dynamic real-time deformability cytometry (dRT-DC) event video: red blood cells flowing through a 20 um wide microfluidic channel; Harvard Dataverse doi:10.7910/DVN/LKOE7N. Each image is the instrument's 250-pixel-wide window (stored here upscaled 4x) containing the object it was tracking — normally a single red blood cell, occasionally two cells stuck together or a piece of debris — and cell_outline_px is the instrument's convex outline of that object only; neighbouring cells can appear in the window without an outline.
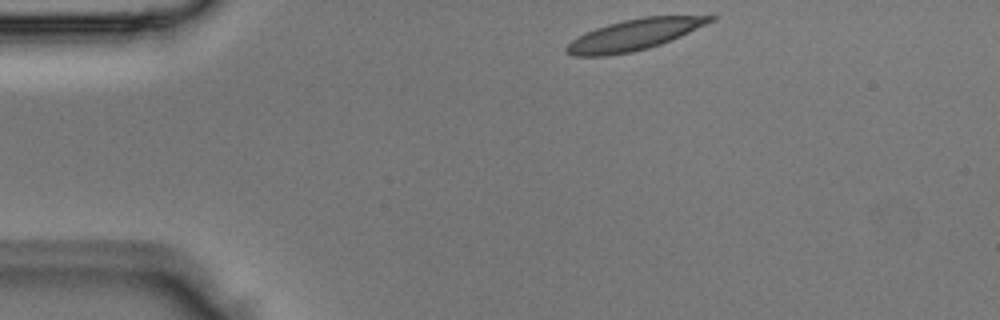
{"species": "Egyptian fruit bat (a non-hibernating species)", "species_latin": "Rousettus aegyptiacus", "temperature_condition": "room temperature", "stored_images_in_passage": 2, "camera_frame_rate_fps": 3000, "um_per_image_px": 0.085, "animal": {"sex": "male"}, "frame": {"image": 1, "passage_image": 1, "time_ms": 0.0, "image_size_px": [1000, 320], "cell_outline_px": [[716, 20], [680, 36], [660, 44], [648, 48], [632, 52], [608, 56], [572, 56], [564, 52], [564, 48], [572, 40], [596, 28], [608, 24], [624, 20], [644, 16], [716, 16]], "centroid_in_image_um": [53.88, 2.97], "position_along_channel_um": 31.1, "area_um2": 25.72}}